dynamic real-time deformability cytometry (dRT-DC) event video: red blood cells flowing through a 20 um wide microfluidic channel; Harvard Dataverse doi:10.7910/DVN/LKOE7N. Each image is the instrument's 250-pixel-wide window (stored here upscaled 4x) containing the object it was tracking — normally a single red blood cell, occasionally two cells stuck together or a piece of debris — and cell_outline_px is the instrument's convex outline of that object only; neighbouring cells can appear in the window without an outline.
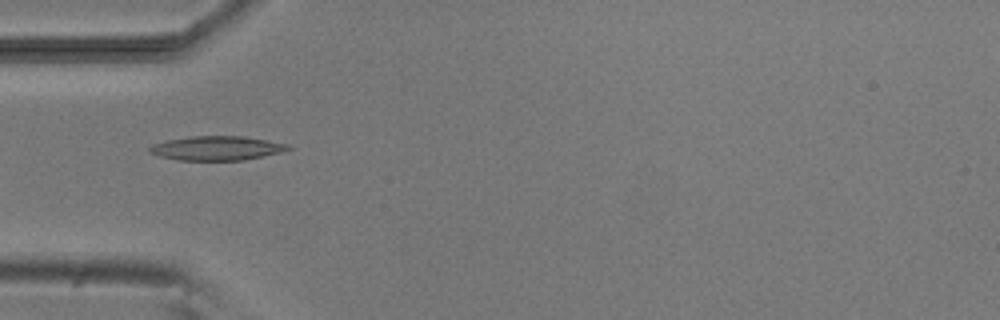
{"species": "common noctule bat (a hibernating species)", "species_latin": "Nyctalus noctula", "temperature_condition": "room temperature", "stored_images_in_passage": 7, "camera_frame_rate_fps": 3000, "um_per_image_px": 0.085, "animal": {"sex": "male", "body_mass_g": 20.5, "forearm_length_mm": 52.5}, "frame": {"image": 1, "passage_image": 5, "time_ms": 4.667, "image_size_px": [1000, 320], "cell_outline_px": [[292, 148], [280, 152], [264, 156], [244, 160], [180, 160], [160, 156], [148, 152], [148, 148], [152, 144], [168, 140], [192, 136], [244, 136], [288, 144]], "centroid_in_image_um": [18.41, 12.59], "position_along_channel_um": 66.6, "area_um2": 19.42}}
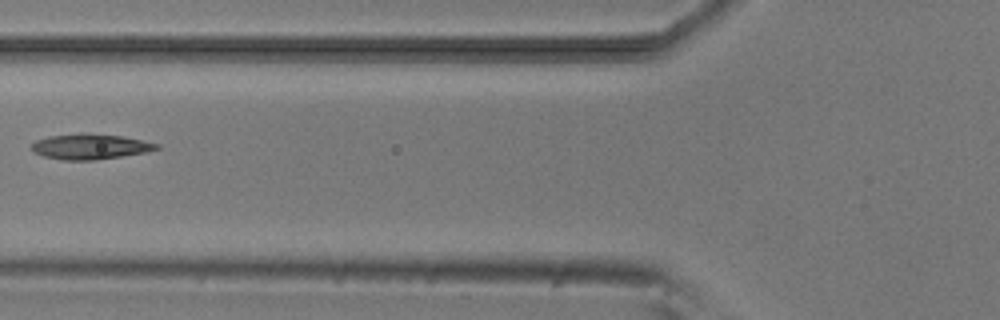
{"frame": {"image": 2, "passage_image": 6, "time_ms": 6.0, "image_size_px": [1000, 320], "cell_outline_px": [[160, 148], [144, 152], [96, 160], [64, 160], [44, 156], [32, 152], [28, 148], [36, 140], [48, 136], [80, 132], [88, 132], [124, 136], [160, 144]], "centroid_in_image_um": [7.62, 12.44], "position_along_channel_um": 118.2, "area_um2": 18.79}}
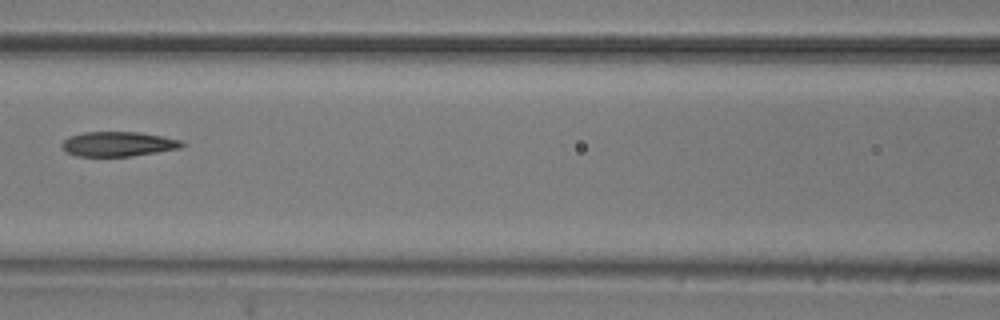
{"frame": {"image": 3, "passage_image": 7, "time_ms": 7.0, "image_size_px": [1000, 320], "cell_outline_px": [[188, 144], [180, 148], [132, 156], [76, 156], [68, 152], [60, 144], [68, 136], [84, 132], [140, 132], [164, 136], [180, 140]], "centroid_in_image_um": [10.07, 12.23], "position_along_channel_um": 156.5, "area_um2": 17.34}}